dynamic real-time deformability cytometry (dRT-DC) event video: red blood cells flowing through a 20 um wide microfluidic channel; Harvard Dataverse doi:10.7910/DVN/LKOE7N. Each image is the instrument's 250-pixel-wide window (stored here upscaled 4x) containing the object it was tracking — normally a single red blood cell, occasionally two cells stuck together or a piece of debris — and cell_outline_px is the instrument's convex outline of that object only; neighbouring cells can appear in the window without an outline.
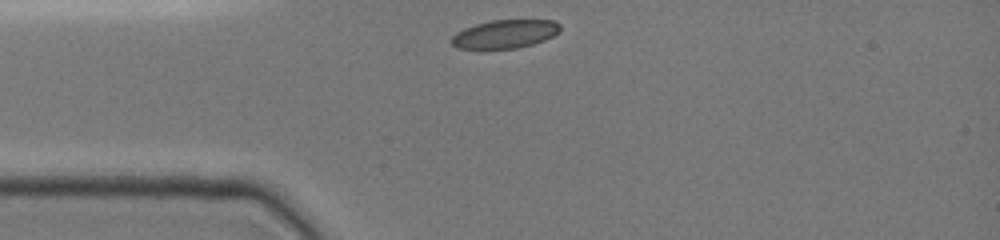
{"species": "common noctule bat (a hibernating species)", "species_latin": "Nyctalus noctula", "temperature_condition": "cold", "stored_images_in_passage": 9, "camera_frame_rate_fps": 3000, "um_per_image_px": 0.085, "animal": {"sex": "female", "body_mass_g": 19.0, "forearm_length_mm": 51.5}, "frame": {"image": 1, "passage_image": 1, "time_ms": 0.0, "image_size_px": [1000, 240], "cell_outline_px": [[560, 32], [544, 40], [532, 44], [516, 48], [456, 48], [448, 40], [456, 32], [464, 28], [476, 24], [492, 20], [556, 20], [560, 24]], "centroid_in_image_um": [42.91, 2.88], "position_along_channel_um": 42.1, "area_um2": 17.98}}
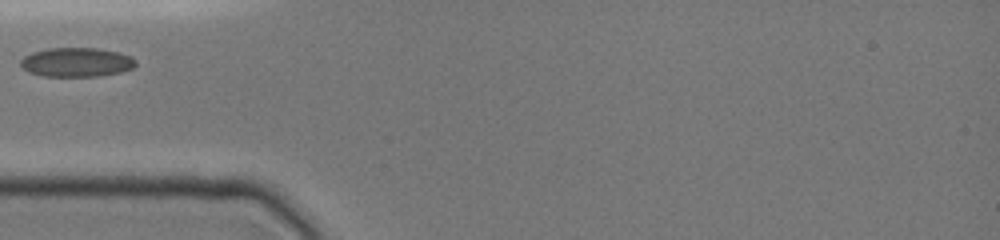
{"frame": {"image": 2, "passage_image": 3, "time_ms": 1.333, "image_size_px": [1000, 240], "cell_outline_px": [[136, 64], [132, 68], [120, 72], [100, 76], [44, 76], [28, 72], [20, 64], [20, 60], [24, 56], [32, 52], [48, 48], [96, 48], [116, 52], [132, 56], [136, 60]], "centroid_in_image_um": [6.5, 5.29], "position_along_channel_um": 78.5, "area_um2": 19.54}}